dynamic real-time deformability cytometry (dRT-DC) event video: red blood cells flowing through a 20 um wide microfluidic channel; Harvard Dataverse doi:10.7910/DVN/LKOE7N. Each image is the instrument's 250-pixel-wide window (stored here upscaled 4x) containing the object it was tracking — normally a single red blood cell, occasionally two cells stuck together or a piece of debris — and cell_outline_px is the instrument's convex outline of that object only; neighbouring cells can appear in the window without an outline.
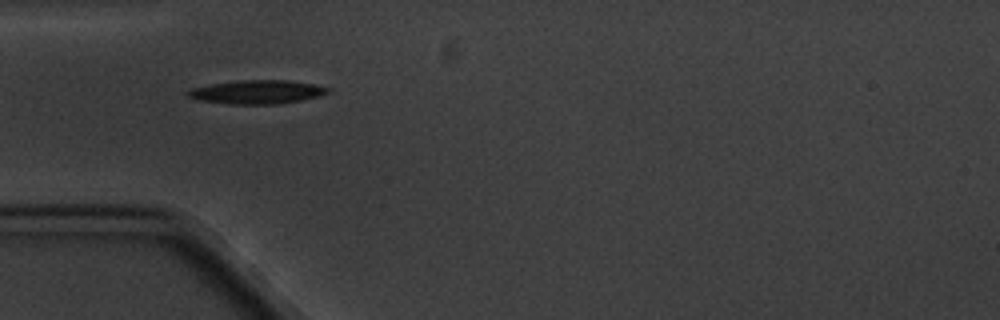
{"species": "common noctule bat (a hibernating species)", "species_latin": "Nyctalus noctula", "temperature_condition": "cold", "stored_images_in_passage": 5, "camera_frame_rate_fps": 3000, "um_per_image_px": 0.085, "animal": {"sex": "male", "body_mass_g": 20.1, "forearm_length_mm": 53.5}, "frame": {"image": 1, "passage_image": 1, "time_ms": 0.0, "image_size_px": [1000, 320], "cell_outline_px": [[332, 88], [328, 92], [316, 96], [300, 100], [280, 104], [228, 104], [196, 100], [188, 96], [184, 92], [192, 88], [212, 84], [240, 80], [288, 80], [316, 84]], "centroid_in_image_um": [21.82, 7.82], "position_along_channel_um": 63.2, "area_um2": 19.36}}